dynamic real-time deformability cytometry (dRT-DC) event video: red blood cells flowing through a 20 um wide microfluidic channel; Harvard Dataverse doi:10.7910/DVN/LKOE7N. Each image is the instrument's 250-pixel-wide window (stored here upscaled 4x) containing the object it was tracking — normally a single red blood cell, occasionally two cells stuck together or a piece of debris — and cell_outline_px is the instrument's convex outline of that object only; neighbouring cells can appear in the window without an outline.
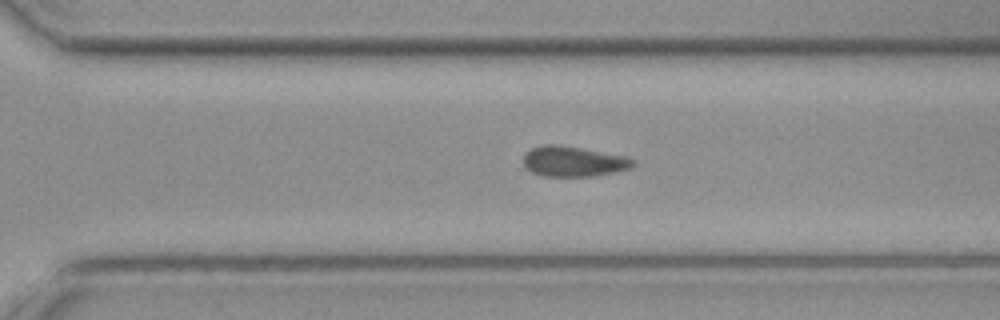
{"species": "common noctule bat (a hibernating species)", "species_latin": "Nyctalus noctula", "temperature_condition": "cold", "stored_images_in_passage": 48, "camera_frame_rate_fps": 3000, "um_per_image_px": 0.085, "animal": {"sex": "female", "body_mass_g": 19.3, "forearm_length_mm": 54.1}, "frame": {"image": 1, "passage_image": 34, "time_ms": 11.0, "image_size_px": [1000, 320], "cell_outline_px": [[636, 164], [632, 168], [596, 176], [544, 176], [532, 172], [524, 164], [524, 152], [532, 148], [544, 144], [560, 144], [628, 156], [636, 160]], "centroid_in_image_um": [48.8, 13.71], "position_along_channel_um": 321.8, "area_um2": 19.65}}